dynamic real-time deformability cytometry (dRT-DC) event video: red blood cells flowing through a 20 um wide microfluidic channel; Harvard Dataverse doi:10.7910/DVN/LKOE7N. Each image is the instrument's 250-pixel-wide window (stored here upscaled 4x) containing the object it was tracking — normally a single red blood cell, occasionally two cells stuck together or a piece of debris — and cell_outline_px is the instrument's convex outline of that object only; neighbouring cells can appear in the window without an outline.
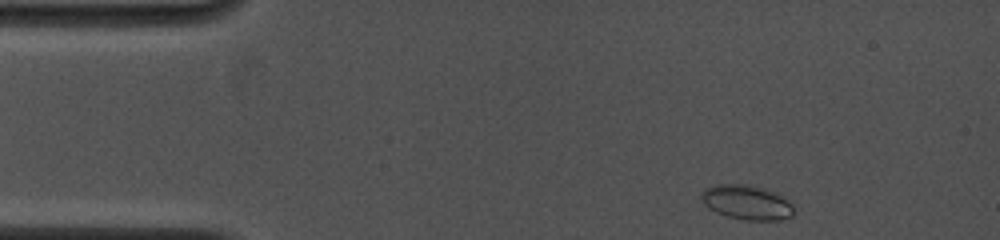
{"species": "common noctule bat (a hibernating species)", "species_latin": "Nyctalus noctula", "temperature_condition": "cold", "stored_images_in_passage": 45, "camera_frame_rate_fps": 4500, "um_per_image_px": 0.085, "animal": {"sex": "female", "body_mass_g": 19.0, "forearm_length_mm": 53.3}, "frame": {"image": 1, "passage_image": 1, "time_ms": 0.0, "image_size_px": [1000, 240], "cell_outline_px": [[792, 216], [780, 220], [744, 220], [728, 216], [716, 212], [708, 208], [704, 204], [700, 196], [704, 188], [716, 184], [748, 184], [764, 188], [780, 196], [792, 204]], "centroid_in_image_um": [63.42, 17.19], "position_along_channel_um": 21.6, "area_um2": 18.5}}
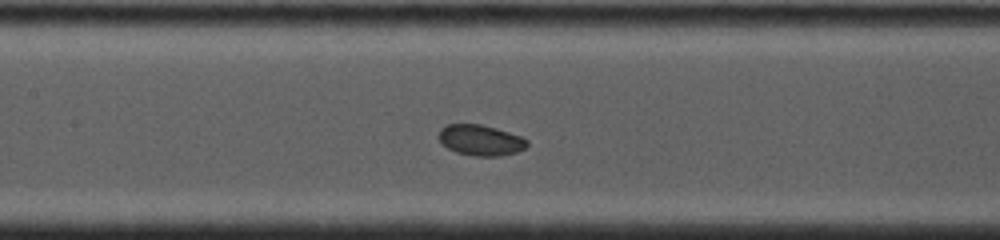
{"frame": {"image": 2, "passage_image": 19, "time_ms": 5.556, "image_size_px": [1000, 240], "cell_outline_px": [[528, 144], [524, 148], [516, 152], [500, 156], [472, 156], [456, 152], [448, 148], [440, 140], [440, 128], [448, 124], [480, 124], [496, 128], [520, 136], [528, 140]], "centroid_in_image_um": [40.86, 11.92], "position_along_channel_um": 166.5, "area_um2": 15.66}}
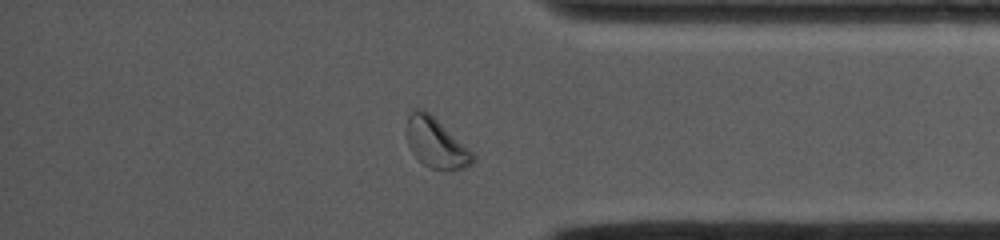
{"frame": {"image": 3, "passage_image": 39, "time_ms": 11.556, "image_size_px": [1000, 240], "cell_outline_px": [[476, 160], [472, 164], [464, 168], [444, 172], [440, 172], [428, 168], [412, 152], [408, 144], [404, 132], [404, 128], [408, 116], [412, 108], [424, 108], [468, 148], [476, 156]], "centroid_in_image_um": [37.02, 12.17], "position_along_channel_um": 398.2, "area_um2": 19.71}, "authors_computed_cell_mechanics": {"area_um2": 16.5886, "velocity_mm_per_s": 3.9102, "shape_relaxation_time_tau1_ms": 1.0526, "shape_relaxation_time_tau2_ms": null, "deformation_change_tau1": 0.0403, "deformation_change_tau2": null}}